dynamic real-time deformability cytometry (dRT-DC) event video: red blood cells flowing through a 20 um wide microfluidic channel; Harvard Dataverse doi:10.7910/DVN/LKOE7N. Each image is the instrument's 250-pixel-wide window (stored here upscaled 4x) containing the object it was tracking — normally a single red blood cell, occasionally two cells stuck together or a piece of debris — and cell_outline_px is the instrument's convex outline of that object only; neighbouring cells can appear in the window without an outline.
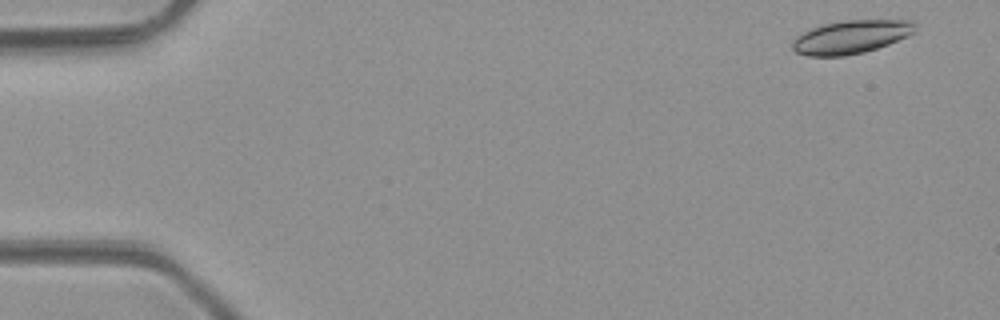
{"species": "common noctule bat (a hibernating species)", "species_latin": "Nyctalus noctula", "temperature_condition": "room temperature", "stored_images_in_passage": 5, "camera_frame_rate_fps": 3000, "um_per_image_px": 0.085, "animal": {"sex": "male", "body_mass_g": 23.1, "forearm_length_mm": 52.7}, "frame": {"image": 1, "passage_image": 5, "time_ms": 5.333, "image_size_px": [1000, 320], "cell_outline_px": [[916, 32], [908, 36], [888, 44], [864, 52], [844, 56], [808, 56], [796, 52], [792, 48], [792, 40], [796, 36], [812, 28], [824, 24], [844, 20], [912, 20], [916, 24]], "centroid_in_image_um": [72.35, 3.14], "position_along_channel_um": 12.7, "area_um2": 23.87}}